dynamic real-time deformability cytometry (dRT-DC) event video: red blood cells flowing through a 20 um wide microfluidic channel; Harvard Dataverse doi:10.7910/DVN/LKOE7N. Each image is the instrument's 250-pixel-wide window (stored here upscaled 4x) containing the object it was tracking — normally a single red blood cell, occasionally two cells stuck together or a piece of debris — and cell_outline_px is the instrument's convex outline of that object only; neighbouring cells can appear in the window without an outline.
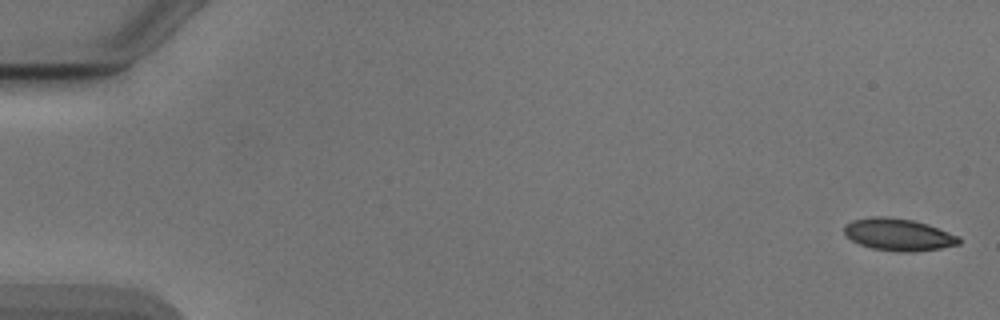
{"species": "Egyptian fruit bat (a non-hibernating species)", "species_latin": "Rousettus aegyptiacus", "temperature_condition": "cold", "stored_images_in_passage": 5, "camera_frame_rate_fps": 3000, "um_per_image_px": 0.085, "animal": {"sex": "male"}, "frame": {"image": 1, "passage_image": 1, "time_ms": 0.0, "image_size_px": [1000, 320], "cell_outline_px": [[960, 244], [940, 248], [912, 252], [900, 252], [872, 248], [860, 244], [852, 240], [844, 232], [844, 224], [852, 220], [872, 216], [884, 216], [912, 220], [928, 224], [960, 236]], "centroid_in_image_um": [76.37, 19.93], "position_along_channel_um": 8.6, "area_um2": 21.5}}
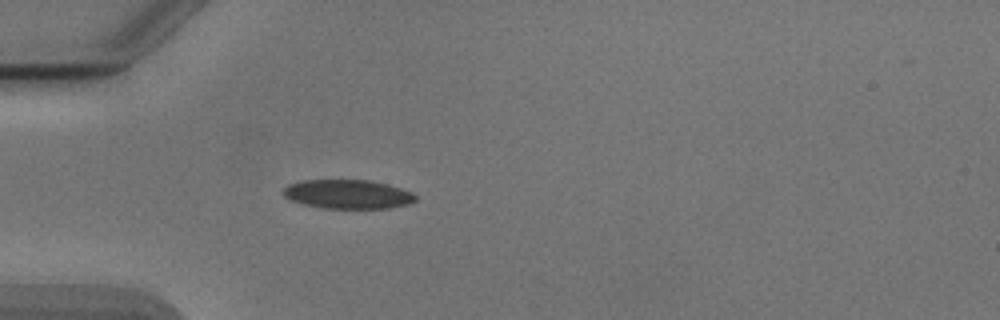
{"frame": {"image": 2, "passage_image": 5, "time_ms": 5.0, "image_size_px": [1000, 320], "cell_outline_px": [[416, 200], [408, 204], [388, 208], [324, 208], [304, 204], [292, 200], [284, 196], [280, 192], [288, 184], [304, 180], [368, 180], [388, 184], [412, 192], [416, 196]], "centroid_in_image_um": [29.55, 16.5], "position_along_channel_um": 55.4, "area_um2": 22.31}}